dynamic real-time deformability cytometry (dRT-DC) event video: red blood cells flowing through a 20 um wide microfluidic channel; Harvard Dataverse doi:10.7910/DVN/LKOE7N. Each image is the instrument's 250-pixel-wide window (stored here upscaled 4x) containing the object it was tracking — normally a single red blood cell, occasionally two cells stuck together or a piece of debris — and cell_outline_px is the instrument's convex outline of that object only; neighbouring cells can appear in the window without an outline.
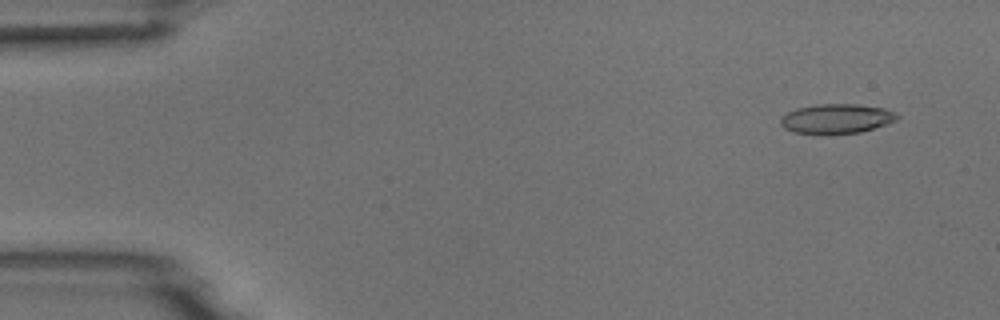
{"species": "common noctule bat (a hibernating species)", "species_latin": "Nyctalus noctula", "temperature_condition": "room temperature", "stored_images_in_passage": 4, "camera_frame_rate_fps": 3000, "um_per_image_px": 0.085, "animal": {"sex": "male", "body_mass_g": 18.8}, "frame": {"image": 1, "passage_image": 1, "time_ms": 0.0, "image_size_px": [1000, 320], "cell_outline_px": [[900, 116], [896, 120], [860, 132], [796, 132], [784, 128], [780, 124], [780, 120], [788, 112], [796, 108], [816, 104], [856, 104], [884, 108], [896, 112]], "centroid_in_image_um": [71.12, 10.05], "position_along_channel_um": 13.9, "area_um2": 19.42}}